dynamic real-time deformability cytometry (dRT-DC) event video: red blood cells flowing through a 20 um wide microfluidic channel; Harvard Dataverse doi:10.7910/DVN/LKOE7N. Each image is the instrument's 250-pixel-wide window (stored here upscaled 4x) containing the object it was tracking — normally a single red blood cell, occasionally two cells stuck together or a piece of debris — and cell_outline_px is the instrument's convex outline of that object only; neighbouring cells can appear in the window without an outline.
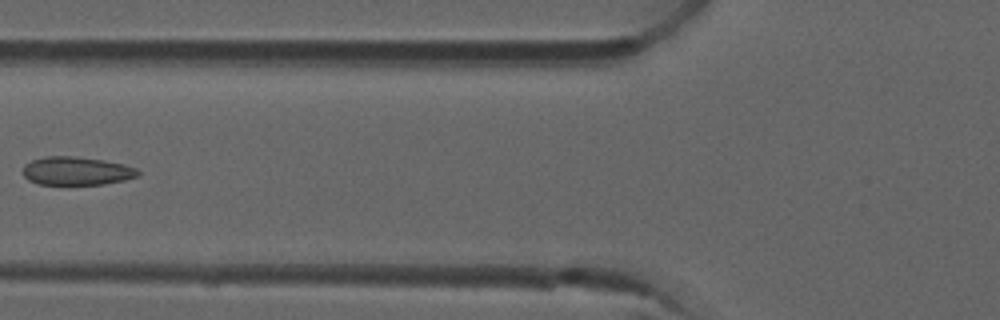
{"species": "common noctule bat (a hibernating species)", "species_latin": "Nyctalus noctula", "temperature_condition": "room temperature", "stored_images_in_passage": 7, "camera_frame_rate_fps": 3000, "um_per_image_px": 0.085, "animal": {"sex": "male", "forearm_length_mm": 52.5}, "frame": {"image": 1, "passage_image": 6, "time_ms": 1.667, "image_size_px": [1000, 320], "cell_outline_px": [[140, 172], [136, 176], [124, 180], [104, 184], [40, 184], [28, 180], [24, 176], [24, 164], [32, 160], [44, 156], [76, 156], [104, 160], [124, 164], [136, 168]], "centroid_in_image_um": [6.5, 14.52], "position_along_channel_um": 119.3, "area_um2": 18.96}}
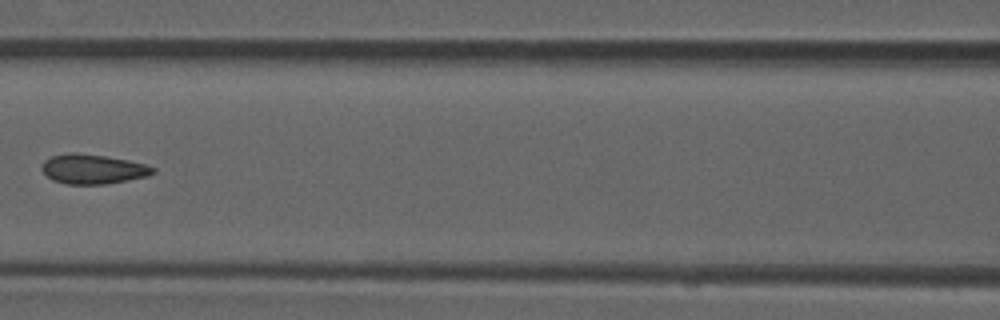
{"frame": {"image": 2, "passage_image": 7, "time_ms": 2.0, "image_size_px": [1000, 320], "cell_outline_px": [[156, 172], [148, 176], [104, 184], [64, 184], [52, 180], [40, 168], [44, 160], [52, 156], [72, 152], [104, 156], [128, 160], [144, 164], [156, 168]], "centroid_in_image_um": [7.88, 14.37], "position_along_channel_um": 158.7, "area_um2": 19.07}}